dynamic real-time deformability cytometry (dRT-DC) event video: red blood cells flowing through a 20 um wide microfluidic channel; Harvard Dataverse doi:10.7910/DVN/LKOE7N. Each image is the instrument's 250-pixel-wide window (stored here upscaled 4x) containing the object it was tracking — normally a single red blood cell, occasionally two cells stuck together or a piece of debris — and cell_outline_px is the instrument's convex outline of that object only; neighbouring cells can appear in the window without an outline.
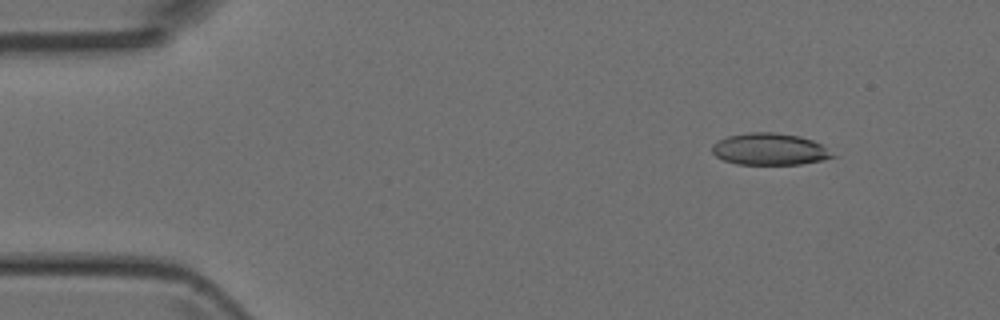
{"species": "Egyptian fruit bat (a non-hibernating species)", "species_latin": "Rousettus aegyptiacus", "temperature_condition": "room temperature", "stored_images_in_passage": 18, "camera_frame_rate_fps": 3000, "um_per_image_px": 0.085, "animal": {"sex": "female"}, "frame": {"image": 1, "passage_image": 6, "time_ms": 1.667, "image_size_px": [1000, 320], "cell_outline_px": [[836, 156], [820, 160], [800, 164], [736, 164], [724, 160], [716, 156], [712, 152], [712, 144], [728, 136], [748, 132], [772, 132], [800, 136], [812, 140], [820, 144]], "centroid_in_image_um": [65.39, 12.67], "position_along_channel_um": 19.6, "area_um2": 22.08}}
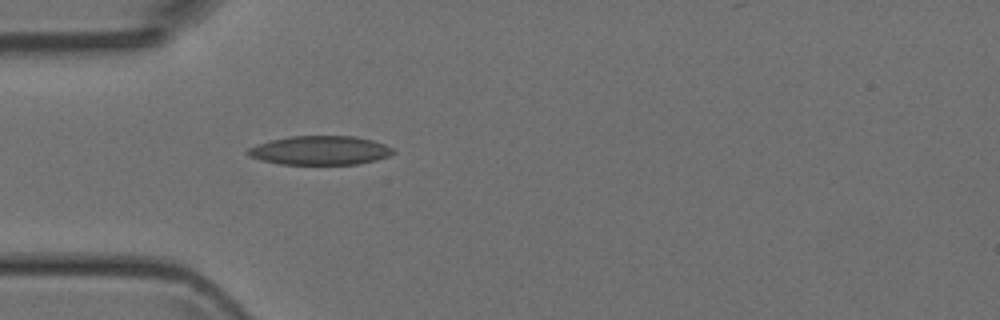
{"frame": {"image": 2, "passage_image": 15, "time_ms": 4.667, "image_size_px": [1000, 320], "cell_outline_px": [[396, 152], [388, 156], [376, 160], [356, 164], [280, 164], [260, 160], [248, 156], [244, 152], [248, 148], [256, 144], [288, 136], [356, 136], [372, 140], [384, 144], [392, 148]], "centroid_in_image_um": [27.17, 12.78], "position_along_channel_um": 57.8, "area_um2": 24.62}}